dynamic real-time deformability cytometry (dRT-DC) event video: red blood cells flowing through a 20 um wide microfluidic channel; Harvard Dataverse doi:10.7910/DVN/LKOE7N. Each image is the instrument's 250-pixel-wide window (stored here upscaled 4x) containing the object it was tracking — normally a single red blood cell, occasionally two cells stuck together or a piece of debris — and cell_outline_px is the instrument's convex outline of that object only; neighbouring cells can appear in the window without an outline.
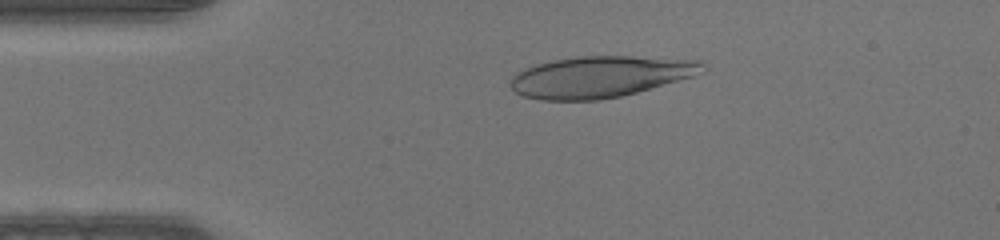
{"species": "human", "species_latin": "Homo sapiens", "temperature_condition": "warm", "stored_images_in_passage": 38, "camera_frame_rate_fps": 3000, "um_per_image_px": 0.085, "donor": {"sex": "male"}, "frame": {"image": 1, "passage_image": 1, "time_ms": 0.0, "image_size_px": [1000, 240], "cell_outline_px": [[708, 68], [704, 72], [692, 76], [636, 92], [620, 96], [600, 100], [544, 100], [524, 96], [516, 92], [508, 84], [512, 76], [524, 68], [536, 64], [552, 60], [576, 56], [628, 56], [700, 60]], "centroid_in_image_um": [51.0, 6.51], "position_along_channel_um": 34.0, "area_um2": 46.18}}
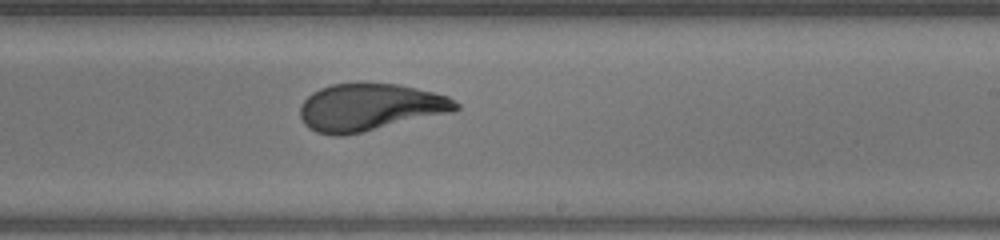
{"frame": {"image": 2, "passage_image": 19, "time_ms": 6.0, "image_size_px": [1000, 240], "cell_outline_px": [[460, 108], [452, 112], [364, 132], [344, 136], [332, 136], [316, 132], [308, 128], [304, 124], [300, 116], [300, 104], [312, 92], [320, 88], [332, 84], [396, 84], [416, 88], [448, 96], [460, 104]], "centroid_in_image_um": [31.42, 9.14], "position_along_channel_um": 257.6, "area_um2": 42.83}}
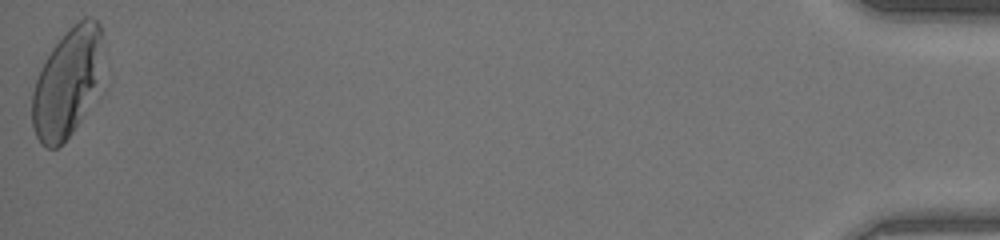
{"frame": {"image": 3, "passage_image": 38, "time_ms": 12.333, "image_size_px": [1000, 240], "cell_outline_px": [[108, 88], [72, 132], [56, 148], [44, 148], [40, 144], [36, 136], [32, 124], [32, 92], [36, 80], [52, 48], [68, 28], [72, 24], [84, 16], [88, 16], [96, 20], [100, 24], [104, 32]], "centroid_in_image_um": [5.92, 6.99], "position_along_channel_um": 429.3, "area_um2": 48.21}}